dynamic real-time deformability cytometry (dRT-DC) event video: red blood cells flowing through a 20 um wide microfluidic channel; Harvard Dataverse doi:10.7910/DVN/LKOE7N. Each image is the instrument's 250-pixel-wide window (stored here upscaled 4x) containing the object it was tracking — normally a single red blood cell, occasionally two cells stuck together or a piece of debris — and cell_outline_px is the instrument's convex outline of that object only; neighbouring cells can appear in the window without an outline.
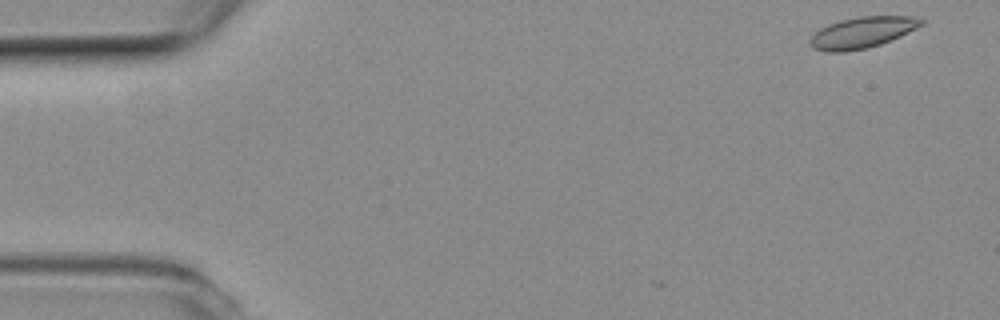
{"species": "common noctule bat (a hibernating species)", "species_latin": "Nyctalus noctula", "temperature_condition": "room temperature", "stored_images_in_passage": 4, "camera_frame_rate_fps": 3000, "um_per_image_px": 0.085, "animal": {"sex": "female", "body_mass_g": 19.3, "forearm_length_mm": 54.1}, "frame": {"image": 1, "passage_image": 1, "time_ms": 0.0, "image_size_px": [1000, 320], "cell_outline_px": [[924, 24], [900, 36], [880, 44], [868, 48], [844, 52], [828, 52], [812, 48], [812, 36], [820, 28], [828, 24], [840, 20], [860, 16], [912, 16], [924, 20]], "centroid_in_image_um": [73.3, 2.76], "position_along_channel_um": 11.7, "area_um2": 20.0}}
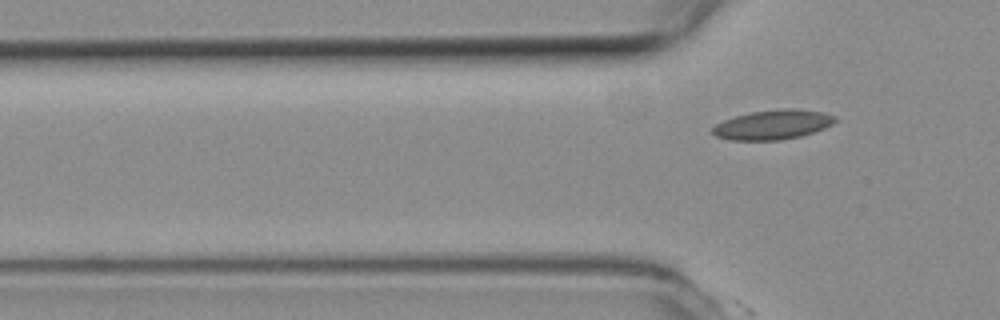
{"frame": {"image": 2, "passage_image": 4, "time_ms": 1.0, "image_size_px": [1000, 320], "cell_outline_px": [[836, 120], [832, 124], [824, 128], [800, 136], [780, 140], [732, 140], [716, 136], [712, 132], [712, 128], [716, 124], [724, 120], [736, 116], [752, 112], [780, 108], [796, 108], [824, 112], [836, 116]], "centroid_in_image_um": [65.71, 10.58], "position_along_channel_um": 60.1, "area_um2": 21.04}}